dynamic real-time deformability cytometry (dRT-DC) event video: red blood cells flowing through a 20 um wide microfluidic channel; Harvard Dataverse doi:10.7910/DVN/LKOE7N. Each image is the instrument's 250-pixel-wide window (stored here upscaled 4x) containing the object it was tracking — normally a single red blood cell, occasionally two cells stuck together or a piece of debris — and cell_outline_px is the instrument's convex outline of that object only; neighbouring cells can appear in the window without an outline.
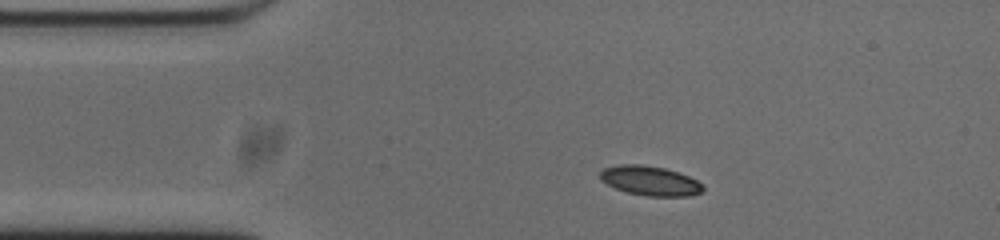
{"species": "common noctule bat (a hibernating species)", "species_latin": "Nyctalus noctula", "temperature_condition": "cold", "stored_images_in_passage": 45, "camera_frame_rate_fps": 3000, "um_per_image_px": 0.085, "animal": {"sex": "male", "body_mass_g": 20.0, "forearm_length_mm": 53.3}, "frame": {"image": 1, "passage_image": 1, "time_ms": 0.0, "image_size_px": [1000, 240], "cell_outline_px": [[704, 188], [700, 192], [688, 196], [648, 196], [628, 192], [616, 188], [600, 180], [600, 172], [604, 168], [616, 164], [640, 164], [664, 168], [688, 176], [696, 180]], "centroid_in_image_um": [55.21, 15.35], "position_along_channel_um": 29.8, "area_um2": 17.46}}
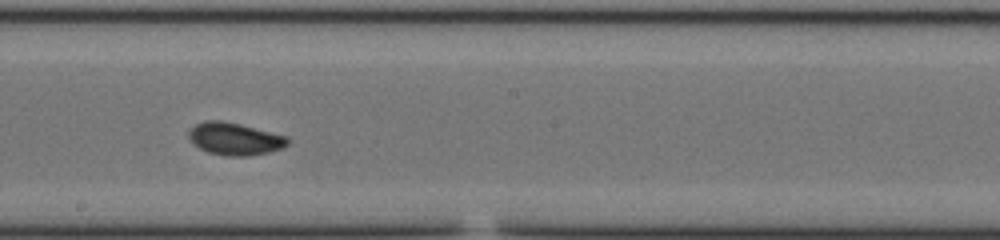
{"frame": {"image": 2, "passage_image": 20, "time_ms": 6.333, "image_size_px": [1000, 240], "cell_outline_px": [[288, 144], [280, 148], [268, 152], [248, 156], [228, 156], [208, 152], [192, 144], [188, 136], [188, 132], [196, 124], [204, 120], [220, 120], [240, 124], [288, 136]], "centroid_in_image_um": [19.93, 11.79], "position_along_channel_um": 228.3, "area_um2": 18.61}}
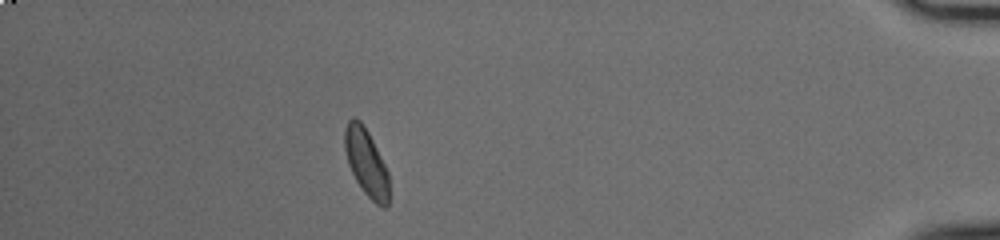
{"frame": {"image": 3, "passage_image": 39, "time_ms": 12.667, "image_size_px": [1000, 240], "cell_outline_px": [[388, 208], [384, 208], [376, 204], [364, 192], [356, 180], [348, 164], [344, 148], [344, 128], [348, 120], [352, 116], [360, 120], [368, 132], [388, 172]], "centroid_in_image_um": [31.11, 13.79], "position_along_channel_um": 404.1, "area_um2": 17.22}, "authors_computed_cell_mechanics": {"area_um2": 17.5134, "velocity_mm_per_s": 3.7158, "shape_relaxation_time_tau1_ms": 2.3966, "shape_relaxation_time_tau2_ms": 1.6158, "deformation_change_tau1": 0.072, "deformation_change_tau2": 0.0586}}